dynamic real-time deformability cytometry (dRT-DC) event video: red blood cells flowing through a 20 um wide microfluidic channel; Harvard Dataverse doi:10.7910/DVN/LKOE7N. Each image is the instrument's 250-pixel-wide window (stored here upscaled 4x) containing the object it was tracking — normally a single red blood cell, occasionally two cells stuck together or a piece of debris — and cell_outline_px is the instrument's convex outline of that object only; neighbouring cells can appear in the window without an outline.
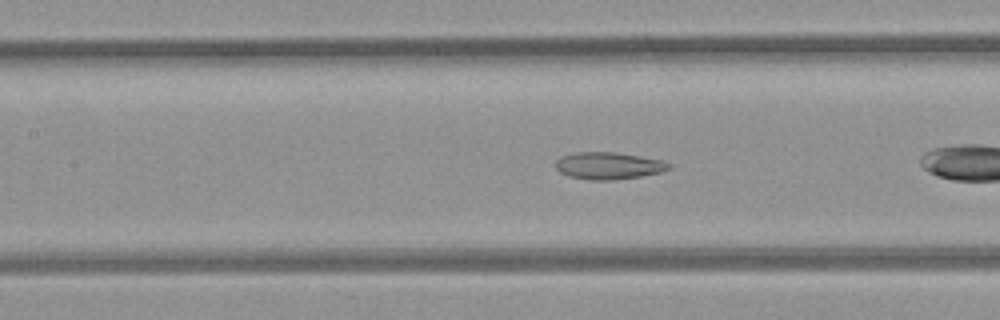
{"species": "common noctule bat (a hibernating species)", "species_latin": "Nyctalus noctula", "temperature_condition": "room temperature", "stored_images_in_passage": 25, "camera_frame_rate_fps": 3000, "um_per_image_px": 0.085, "animal": {"sex": "female", "body_mass_g": 21.9}, "frame": {"image": 1, "passage_image": 8, "time_ms": 2.333, "image_size_px": [1000, 320], "cell_outline_px": [[672, 168], [660, 172], [640, 176], [612, 180], [588, 180], [568, 176], [560, 172], [556, 168], [556, 160], [560, 156], [576, 152], [616, 152], [640, 156], [660, 160], [672, 164]], "centroid_in_image_um": [51.71, 14.08], "position_along_channel_um": 155.7, "area_um2": 17.92}}
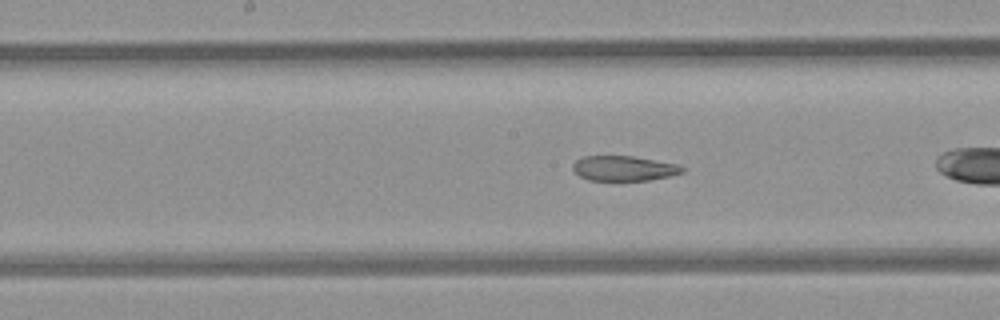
{"frame": {"image": 2, "passage_image": 11, "time_ms": 3.333, "image_size_px": [1000, 320], "cell_outline_px": [[684, 172], [672, 176], [648, 180], [588, 180], [580, 176], [572, 168], [572, 164], [576, 160], [584, 156], [632, 156], [680, 164], [684, 168]], "centroid_in_image_um": [53.06, 14.3], "position_along_channel_um": 195.1, "area_um2": 16.01}}
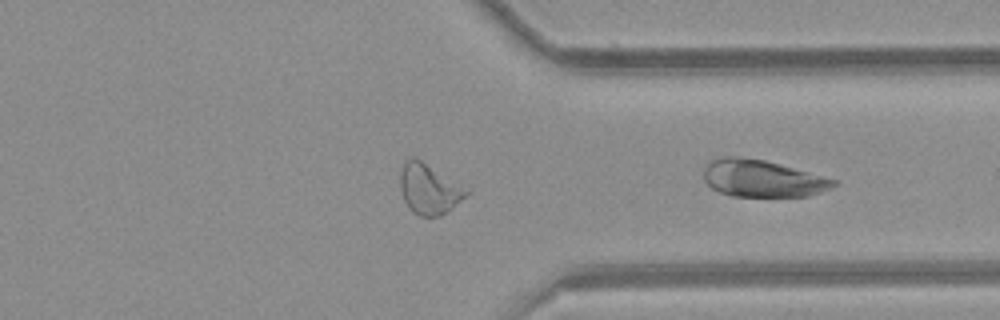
{"frame": {"image": 3, "passage_image": 25, "time_ms": 8.0, "image_size_px": [1000, 320], "cell_outline_px": [[840, 184], [832, 188], [808, 196], [732, 196], [720, 192], [712, 188], [704, 180], [704, 164], [712, 160], [724, 156], [736, 156], [764, 160], [780, 164], [840, 180]], "centroid_in_image_um": [64.84, 15.16], "position_along_channel_um": 346.6, "area_um2": 28.26}}